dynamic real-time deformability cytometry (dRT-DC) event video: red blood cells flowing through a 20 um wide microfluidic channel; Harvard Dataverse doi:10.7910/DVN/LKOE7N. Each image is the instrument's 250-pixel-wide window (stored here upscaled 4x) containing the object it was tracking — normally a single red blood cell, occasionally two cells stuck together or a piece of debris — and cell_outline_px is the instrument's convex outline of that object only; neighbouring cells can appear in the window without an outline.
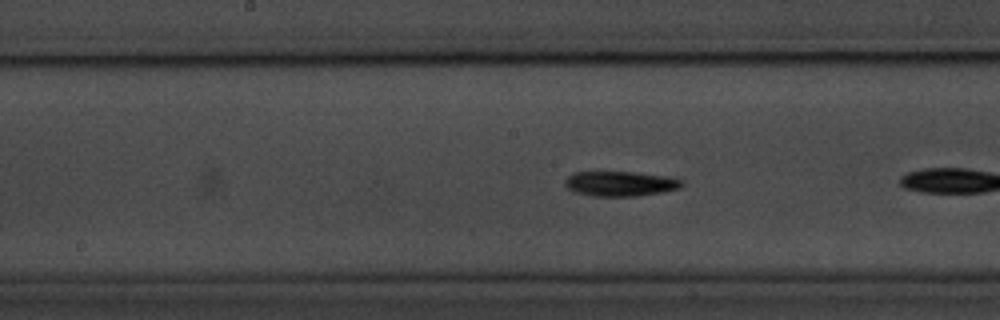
{"species": "common noctule bat (a hibernating species)", "species_latin": "Nyctalus noctula", "temperature_condition": "room temperature", "stored_images_in_passage": 20, "camera_frame_rate_fps": 3000, "um_per_image_px": 0.085, "animal": {"sex": "male", "body_mass_g": 20.1, "forearm_length_mm": 53.5}, "frame": {"image": 1, "passage_image": 12, "time_ms": 3.667, "image_size_px": [1000, 320], "cell_outline_px": [[684, 184], [680, 188], [640, 196], [592, 196], [576, 192], [568, 188], [564, 184], [564, 180], [568, 176], [576, 172], [636, 172], [668, 176], [684, 180]], "centroid_in_image_um": [52.76, 15.61], "position_along_channel_um": 195.4, "area_um2": 17.05}}